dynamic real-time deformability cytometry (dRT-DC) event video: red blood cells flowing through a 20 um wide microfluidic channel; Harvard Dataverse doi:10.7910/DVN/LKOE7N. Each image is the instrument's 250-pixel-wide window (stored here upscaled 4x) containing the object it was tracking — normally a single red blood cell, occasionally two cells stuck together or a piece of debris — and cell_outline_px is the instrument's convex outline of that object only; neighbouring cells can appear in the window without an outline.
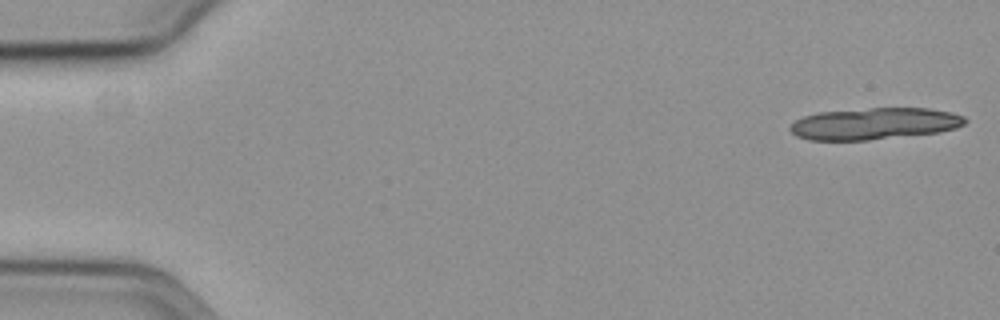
{"species": "common noctule bat (a hibernating species)", "species_latin": "Nyctalus noctula", "temperature_condition": "cold", "stored_images_in_passage": 19, "camera_frame_rate_fps": 3000, "um_per_image_px": 0.085, "animal": {"sex": "female", "body_mass_g": 19.3, "forearm_length_mm": 54.1}, "frame": {"image": 1, "passage_image": 1, "time_ms": 0.0, "image_size_px": [1000, 320], "cell_outline_px": [[968, 120], [964, 124], [956, 128], [940, 132], [868, 140], [808, 140], [796, 136], [788, 128], [796, 120], [804, 116], [820, 112], [868, 108], [928, 108], [952, 112], [964, 116]], "centroid_in_image_um": [74.34, 10.51], "position_along_channel_um": 10.7, "area_um2": 32.37}}